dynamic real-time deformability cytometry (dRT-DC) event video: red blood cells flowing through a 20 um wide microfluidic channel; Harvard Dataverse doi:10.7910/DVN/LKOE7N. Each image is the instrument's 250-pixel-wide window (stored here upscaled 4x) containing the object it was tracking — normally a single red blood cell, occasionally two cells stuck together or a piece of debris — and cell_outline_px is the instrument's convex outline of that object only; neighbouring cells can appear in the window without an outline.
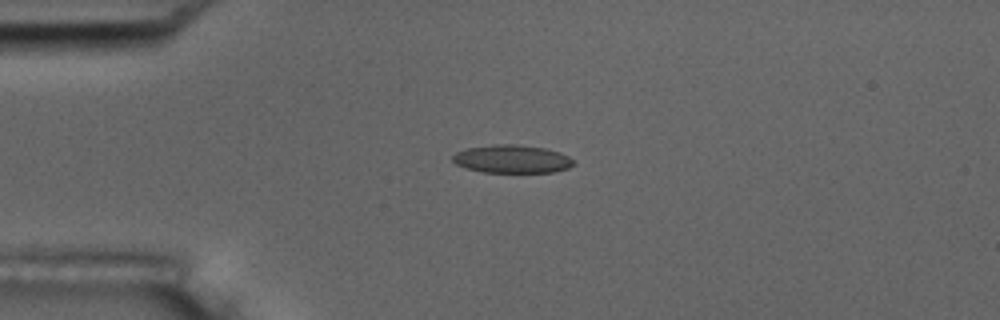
{"species": "common noctule bat (a hibernating species)", "species_latin": "Nyctalus noctula", "temperature_condition": "room temperature", "stored_images_in_passage": 4, "camera_frame_rate_fps": 3000, "um_per_image_px": 0.085, "animal": {"sex": "male", "body_mass_g": 17.5, "forearm_length_mm": 52.3}, "frame": {"image": 1, "passage_image": 3, "time_ms": 2.333, "image_size_px": [1000, 320], "cell_outline_px": [[576, 164], [568, 168], [552, 172], [484, 172], [468, 168], [456, 164], [452, 160], [452, 156], [456, 152], [468, 148], [492, 144], [516, 144], [544, 148], [560, 152], [568, 156]], "centroid_in_image_um": [43.53, 13.51], "position_along_channel_um": 41.5, "area_um2": 19.71}}